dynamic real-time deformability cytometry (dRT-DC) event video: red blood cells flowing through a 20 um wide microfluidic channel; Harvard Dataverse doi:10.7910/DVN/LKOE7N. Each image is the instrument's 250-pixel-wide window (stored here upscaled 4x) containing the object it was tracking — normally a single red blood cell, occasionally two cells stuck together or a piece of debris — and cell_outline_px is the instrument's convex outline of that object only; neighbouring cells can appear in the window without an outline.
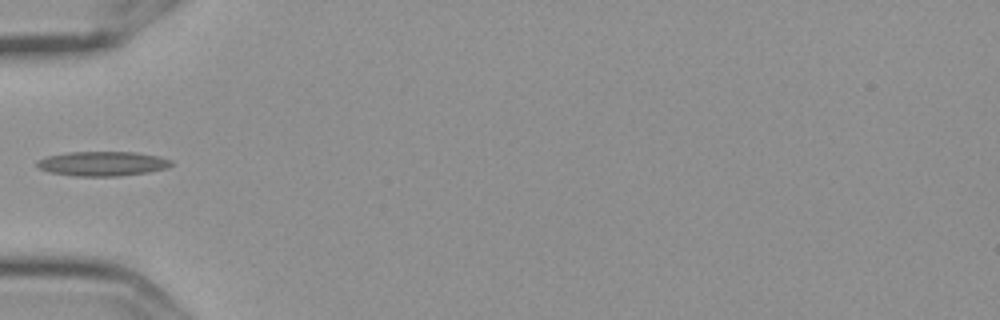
{"species": "Egyptian fruit bat (a non-hibernating species)", "species_latin": "Rousettus aegyptiacus", "temperature_condition": "cold", "stored_images_in_passage": 6, "camera_frame_rate_fps": 3000, "um_per_image_px": 0.085, "frame": {"image": 1, "passage_image": 5, "time_ms": 1.333, "image_size_px": [1000, 320], "cell_outline_px": [[172, 164], [168, 168], [148, 172], [120, 176], [76, 176], [52, 172], [40, 168], [36, 164], [36, 160], [48, 156], [68, 152], [136, 152], [160, 156], [172, 160]], "centroid_in_image_um": [8.76, 13.9], "position_along_channel_um": 76.2, "area_um2": 19.19}}
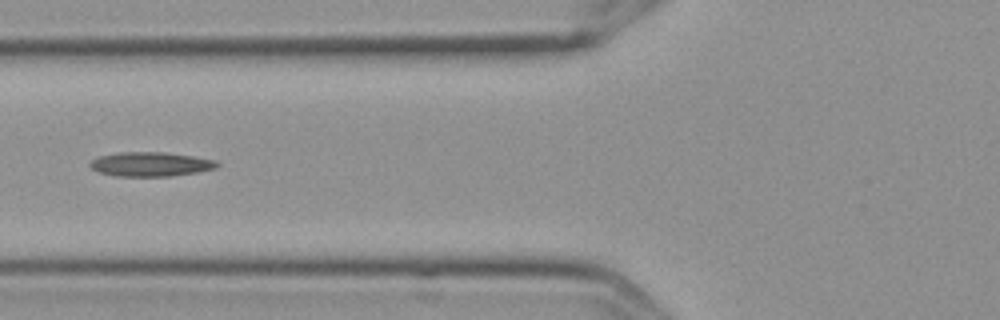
{"frame": {"image": 2, "passage_image": 6, "time_ms": 1.667, "image_size_px": [1000, 320], "cell_outline_px": [[220, 164], [216, 168], [196, 172], [172, 176], [116, 176], [100, 172], [92, 168], [88, 164], [92, 160], [100, 156], [120, 152], [164, 152], [192, 156], [216, 160]], "centroid_in_image_um": [12.82, 13.95], "position_along_channel_um": 113.0, "area_um2": 17.86}}